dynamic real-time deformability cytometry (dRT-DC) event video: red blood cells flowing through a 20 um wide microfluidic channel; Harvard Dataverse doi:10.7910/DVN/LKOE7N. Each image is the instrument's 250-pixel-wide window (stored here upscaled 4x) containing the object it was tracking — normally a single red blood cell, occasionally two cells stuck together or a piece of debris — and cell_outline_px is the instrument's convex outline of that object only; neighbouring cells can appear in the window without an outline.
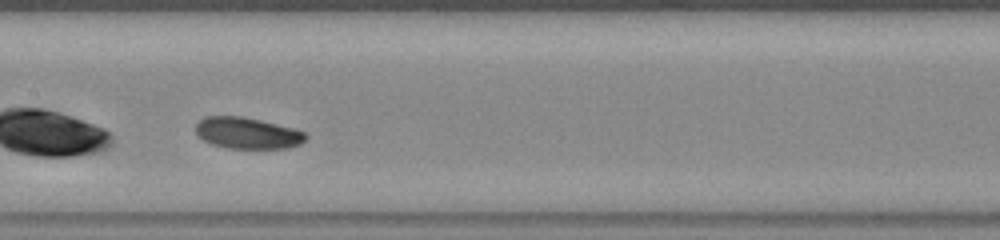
{"species": "common noctule bat (a hibernating species)", "species_latin": "Nyctalus noctula", "temperature_condition": "warm", "stored_images_in_passage": 34, "camera_frame_rate_fps": 3000, "um_per_image_px": 0.085, "animal": {"sex": "female", "body_mass_g": 23.0, "forearm_length_mm": 53.4}, "frame": {"image": 1, "passage_image": 15, "time_ms": 4.667, "image_size_px": [1000, 240], "cell_outline_px": [[308, 136], [300, 144], [288, 148], [228, 148], [212, 144], [204, 140], [196, 132], [196, 124], [204, 116], [240, 116], [260, 120], [292, 128], [304, 132]], "centroid_in_image_um": [21.02, 11.31], "position_along_channel_um": 186.4, "area_um2": 19.88}}
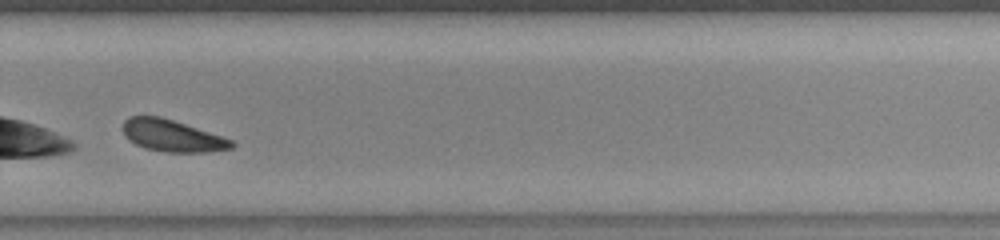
{"frame": {"image": 2, "passage_image": 25, "time_ms": 8.0, "image_size_px": [1000, 240], "cell_outline_px": [[236, 144], [232, 148], [204, 152], [164, 152], [144, 148], [128, 140], [124, 132], [124, 120], [128, 116], [160, 116], [232, 140]], "centroid_in_image_um": [14.6, 11.54], "position_along_channel_um": 315.2, "area_um2": 19.83}, "authors_computed_cell_mechanics": {"area_um2": 20.2878, "velocity_mm_per_s": 3.8714, "shape_relaxation_time_tau1_ms": 0.9493, "shape_relaxation_time_tau2_ms": null, "deformation_change_tau1": 0.0607, "deformation_change_tau2": null}}